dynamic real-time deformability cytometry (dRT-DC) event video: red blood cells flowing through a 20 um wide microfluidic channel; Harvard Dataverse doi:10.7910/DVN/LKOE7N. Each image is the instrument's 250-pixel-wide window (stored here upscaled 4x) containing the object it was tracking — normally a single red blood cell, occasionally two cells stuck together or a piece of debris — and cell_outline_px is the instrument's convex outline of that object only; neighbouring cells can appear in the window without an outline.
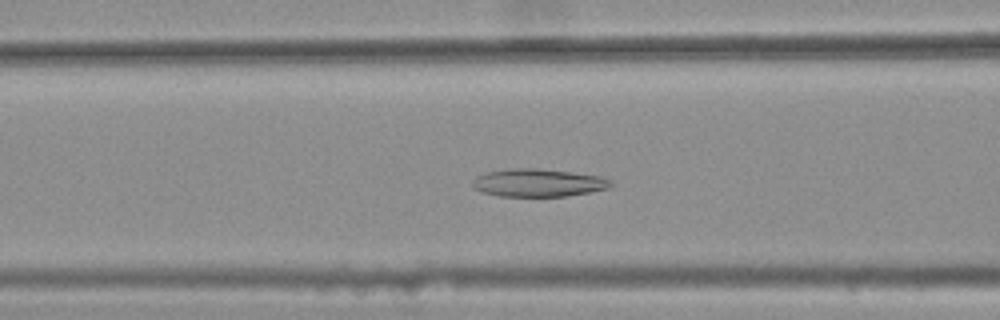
{"species": "common noctule bat (a hibernating species)", "species_latin": "Nyctalus noctula", "temperature_condition": "warm", "stored_images_in_passage": 47, "camera_frame_rate_fps": 3000, "um_per_image_px": 0.085, "animal": {"sex": "female", "body_mass_g": 25.1}, "frame": {"image": 1, "passage_image": 14, "time_ms": 4.333, "image_size_px": [1000, 320], "cell_outline_px": [[616, 184], [608, 188], [568, 196], [500, 196], [484, 192], [472, 188], [472, 180], [476, 176], [488, 172], [508, 168], [536, 168], [572, 172], [600, 176], [612, 180]], "centroid_in_image_um": [45.76, 15.53], "position_along_channel_um": 120.8, "area_um2": 22.54}}
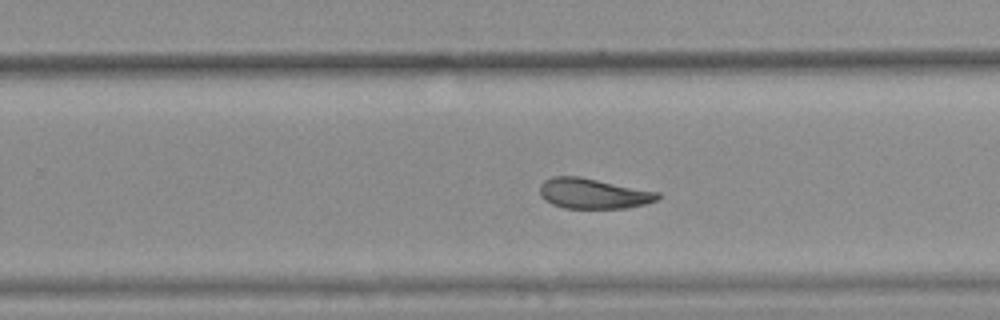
{"frame": {"image": 2, "passage_image": 27, "time_ms": 8.667, "image_size_px": [1000, 320], "cell_outline_px": [[660, 196], [656, 200], [644, 204], [624, 208], [564, 208], [552, 204], [544, 200], [540, 192], [540, 184], [544, 180], [552, 176], [580, 176], [660, 192]], "centroid_in_image_um": [50.41, 16.44], "position_along_channel_um": 279.4, "area_um2": 20.87}}
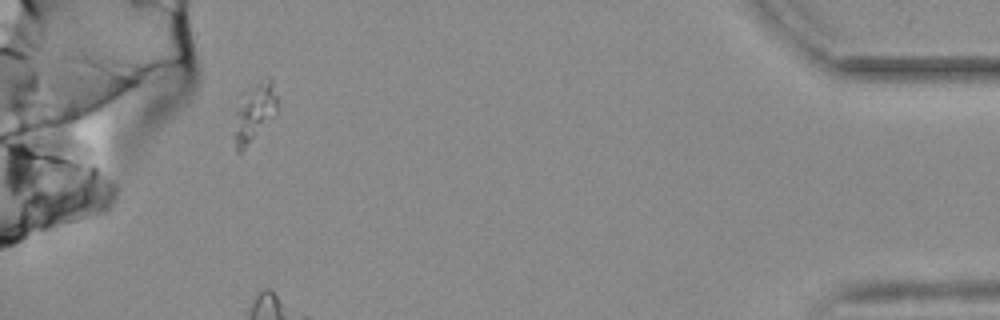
{"frame": {"image": 3, "passage_image": 42, "time_ms": 13.667, "image_size_px": [1000, 320], "cell_outline_px": [[276, 112], [244, 148], [240, 152], [236, 152], [232, 136], [236, 112], [240, 92], [260, 80], [268, 76], [272, 80], [276, 96]], "centroid_in_image_um": [21.55, 9.5], "position_along_channel_um": 413.7, "area_um2": 14.68}, "authors_computed_cell_mechanics": {"area_um2": 21.2126, "velocity_mm_per_s": 3.6677, "shape_relaxation_time_tau1_ms": null, "shape_relaxation_time_tau2_ms": 4.0053, "deformation_change_tau1": null, "deformation_change_tau2": 0.1154}}